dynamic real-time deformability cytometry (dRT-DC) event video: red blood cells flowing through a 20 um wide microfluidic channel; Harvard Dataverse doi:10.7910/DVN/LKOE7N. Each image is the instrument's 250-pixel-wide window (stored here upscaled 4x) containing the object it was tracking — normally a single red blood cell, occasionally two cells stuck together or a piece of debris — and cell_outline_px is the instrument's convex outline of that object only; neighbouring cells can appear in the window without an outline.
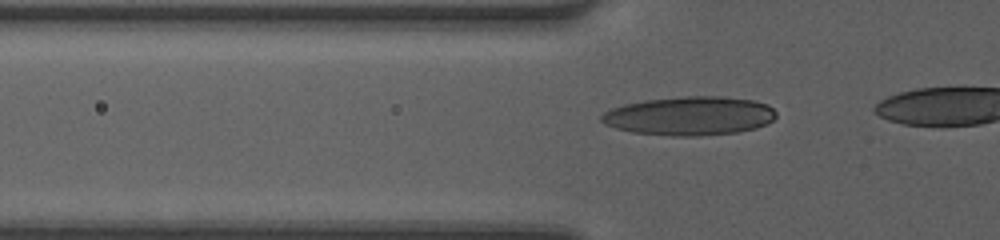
{"species": "human", "species_latin": "Homo sapiens", "temperature_condition": "room temperature", "stored_images_in_passage": 11, "camera_frame_rate_fps": 3000, "um_per_image_px": 0.085, "donor": {"sex": "female"}, "frame": {"image": 1, "passage_image": 8, "time_ms": 2.333, "image_size_px": [1000, 240], "cell_outline_px": [[776, 116], [768, 124], [756, 128], [736, 132], [700, 136], [672, 136], [632, 132], [616, 128], [604, 124], [600, 120], [600, 116], [604, 112], [612, 108], [624, 104], [648, 100], [684, 96], [724, 96], [752, 100], [768, 104], [776, 112]], "centroid_in_image_um": [58.63, 9.85], "position_along_channel_um": 67.2, "area_um2": 39.59}}